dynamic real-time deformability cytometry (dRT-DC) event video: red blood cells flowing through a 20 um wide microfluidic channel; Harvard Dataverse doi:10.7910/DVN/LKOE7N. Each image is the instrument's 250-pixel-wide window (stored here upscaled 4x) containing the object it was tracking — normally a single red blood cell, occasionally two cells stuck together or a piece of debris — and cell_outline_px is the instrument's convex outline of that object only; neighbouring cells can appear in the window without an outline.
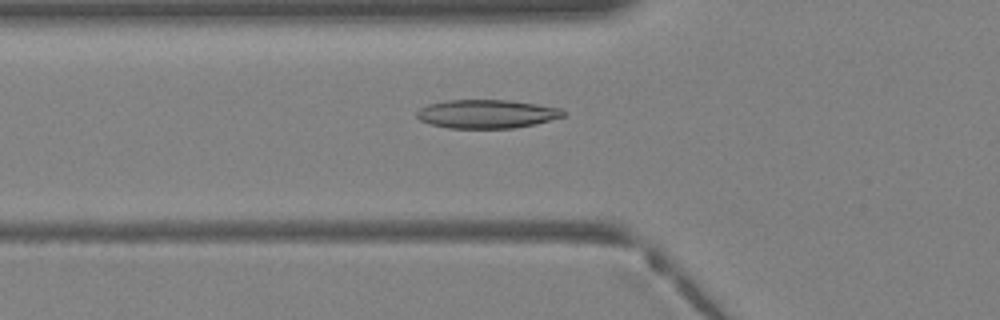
{"species": "Egyptian fruit bat (a non-hibernating species)", "species_latin": "Rousettus aegyptiacus", "temperature_condition": "warm", "stored_images_in_passage": 33, "camera_frame_rate_fps": 3000, "um_per_image_px": 0.085, "animal": {"sex": "female"}, "frame": {"image": 1, "passage_image": 8, "time_ms": 2.333, "image_size_px": [1000, 320], "cell_outline_px": [[564, 116], [536, 124], [516, 128], [448, 128], [428, 124], [420, 120], [416, 116], [416, 112], [420, 108], [428, 104], [444, 100], [508, 100], [536, 104], [560, 108], [564, 112]], "centroid_in_image_um": [41.33, 9.69], "position_along_channel_um": 84.5, "area_um2": 24.51}}
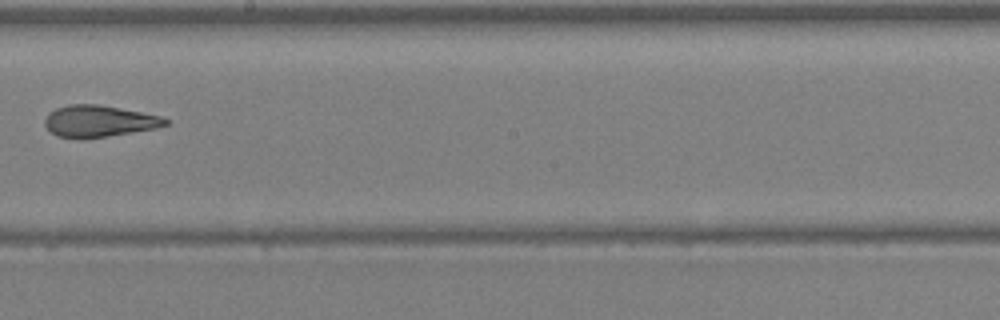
{"frame": {"image": 2, "passage_image": 17, "time_ms": 5.333, "image_size_px": [1000, 320], "cell_outline_px": [[168, 124], [156, 128], [108, 136], [56, 136], [44, 124], [44, 120], [56, 108], [68, 104], [96, 104], [140, 112], [160, 116], [168, 120]], "centroid_in_image_um": [8.43, 10.27], "position_along_channel_um": 239.8, "area_um2": 21.33}}
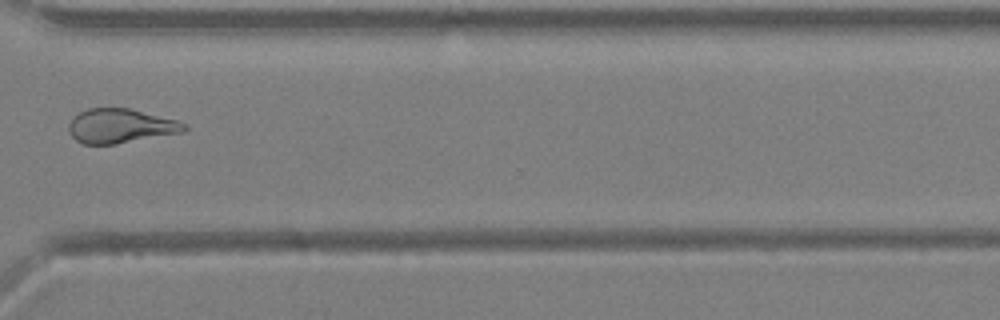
{"frame": {"image": 3, "passage_image": 24, "time_ms": 7.667, "image_size_px": [1000, 320], "cell_outline_px": [[188, 128], [184, 132], [116, 144], [84, 144], [76, 140], [72, 136], [68, 128], [68, 124], [72, 116], [88, 108], [128, 108], [176, 120], [188, 124]], "centroid_in_image_um": [10.24, 10.71], "position_along_channel_um": 360.4, "area_um2": 23.12}}